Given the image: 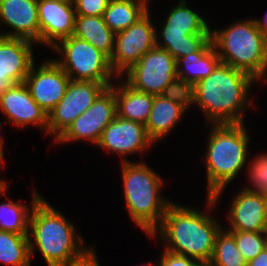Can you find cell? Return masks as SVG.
<instances>
[{"label": "cell", "mask_w": 267, "mask_h": 266, "mask_svg": "<svg viewBox=\"0 0 267 266\" xmlns=\"http://www.w3.org/2000/svg\"><path fill=\"white\" fill-rule=\"evenodd\" d=\"M206 204L204 212L199 207L173 201L160 225L149 235L150 239H160L165 250L194 258L207 266L213 255L216 236L223 226L210 214L218 203L212 196H206Z\"/></svg>", "instance_id": "obj_1"}, {"label": "cell", "mask_w": 267, "mask_h": 266, "mask_svg": "<svg viewBox=\"0 0 267 266\" xmlns=\"http://www.w3.org/2000/svg\"><path fill=\"white\" fill-rule=\"evenodd\" d=\"M257 82L248 73L220 63L188 90L190 109L200 107L206 124L244 123L247 110L256 105L250 94Z\"/></svg>", "instance_id": "obj_2"}, {"label": "cell", "mask_w": 267, "mask_h": 266, "mask_svg": "<svg viewBox=\"0 0 267 266\" xmlns=\"http://www.w3.org/2000/svg\"><path fill=\"white\" fill-rule=\"evenodd\" d=\"M204 167L206 173V196L218 203L225 189L240 175L248 164L252 137L245 123L207 124ZM241 171V172H240Z\"/></svg>", "instance_id": "obj_3"}, {"label": "cell", "mask_w": 267, "mask_h": 266, "mask_svg": "<svg viewBox=\"0 0 267 266\" xmlns=\"http://www.w3.org/2000/svg\"><path fill=\"white\" fill-rule=\"evenodd\" d=\"M28 239L31 262L39 250L47 266L66 265L89 247L75 225L44 197L31 211Z\"/></svg>", "instance_id": "obj_4"}, {"label": "cell", "mask_w": 267, "mask_h": 266, "mask_svg": "<svg viewBox=\"0 0 267 266\" xmlns=\"http://www.w3.org/2000/svg\"><path fill=\"white\" fill-rule=\"evenodd\" d=\"M124 204L129 216L149 236L161 223L173 202L161 193L165 181L144 161L121 162Z\"/></svg>", "instance_id": "obj_5"}, {"label": "cell", "mask_w": 267, "mask_h": 266, "mask_svg": "<svg viewBox=\"0 0 267 266\" xmlns=\"http://www.w3.org/2000/svg\"><path fill=\"white\" fill-rule=\"evenodd\" d=\"M211 40L221 63L267 81V38L250 18L236 20L222 29L211 28Z\"/></svg>", "instance_id": "obj_6"}, {"label": "cell", "mask_w": 267, "mask_h": 266, "mask_svg": "<svg viewBox=\"0 0 267 266\" xmlns=\"http://www.w3.org/2000/svg\"><path fill=\"white\" fill-rule=\"evenodd\" d=\"M51 50L60 56L58 59H52L64 70L70 80L96 81L106 87L117 82L118 77L112 71L109 57L85 40L72 35L59 41Z\"/></svg>", "instance_id": "obj_7"}, {"label": "cell", "mask_w": 267, "mask_h": 266, "mask_svg": "<svg viewBox=\"0 0 267 266\" xmlns=\"http://www.w3.org/2000/svg\"><path fill=\"white\" fill-rule=\"evenodd\" d=\"M121 78L132 88L155 96L181 89L176 59L157 46L146 52Z\"/></svg>", "instance_id": "obj_8"}, {"label": "cell", "mask_w": 267, "mask_h": 266, "mask_svg": "<svg viewBox=\"0 0 267 266\" xmlns=\"http://www.w3.org/2000/svg\"><path fill=\"white\" fill-rule=\"evenodd\" d=\"M151 16L149 10L129 28L115 34L114 50L109 61L117 77L123 76L146 52L156 46V23H153Z\"/></svg>", "instance_id": "obj_9"}, {"label": "cell", "mask_w": 267, "mask_h": 266, "mask_svg": "<svg viewBox=\"0 0 267 266\" xmlns=\"http://www.w3.org/2000/svg\"><path fill=\"white\" fill-rule=\"evenodd\" d=\"M117 116L115 82L106 87L93 104L78 116L54 142L56 145L82 142L96 146L104 128Z\"/></svg>", "instance_id": "obj_10"}, {"label": "cell", "mask_w": 267, "mask_h": 266, "mask_svg": "<svg viewBox=\"0 0 267 266\" xmlns=\"http://www.w3.org/2000/svg\"><path fill=\"white\" fill-rule=\"evenodd\" d=\"M106 88L96 81L70 80L65 94L48 114L47 136L54 142L67 130L72 122L93 104Z\"/></svg>", "instance_id": "obj_11"}, {"label": "cell", "mask_w": 267, "mask_h": 266, "mask_svg": "<svg viewBox=\"0 0 267 266\" xmlns=\"http://www.w3.org/2000/svg\"><path fill=\"white\" fill-rule=\"evenodd\" d=\"M70 77L51 58L34 63L24 80L32 99L47 113L65 94Z\"/></svg>", "instance_id": "obj_12"}, {"label": "cell", "mask_w": 267, "mask_h": 266, "mask_svg": "<svg viewBox=\"0 0 267 266\" xmlns=\"http://www.w3.org/2000/svg\"><path fill=\"white\" fill-rule=\"evenodd\" d=\"M153 145L144 124L116 116L102 131L96 147L118 154L121 162H126L129 155H142Z\"/></svg>", "instance_id": "obj_13"}, {"label": "cell", "mask_w": 267, "mask_h": 266, "mask_svg": "<svg viewBox=\"0 0 267 266\" xmlns=\"http://www.w3.org/2000/svg\"><path fill=\"white\" fill-rule=\"evenodd\" d=\"M39 46L54 47L74 34L76 12L67 0H38Z\"/></svg>", "instance_id": "obj_14"}, {"label": "cell", "mask_w": 267, "mask_h": 266, "mask_svg": "<svg viewBox=\"0 0 267 266\" xmlns=\"http://www.w3.org/2000/svg\"><path fill=\"white\" fill-rule=\"evenodd\" d=\"M34 46V42L23 38H0V97L13 85L24 83L36 62Z\"/></svg>", "instance_id": "obj_15"}, {"label": "cell", "mask_w": 267, "mask_h": 266, "mask_svg": "<svg viewBox=\"0 0 267 266\" xmlns=\"http://www.w3.org/2000/svg\"><path fill=\"white\" fill-rule=\"evenodd\" d=\"M188 110H190L188 90L180 89L169 94L154 96L145 127L155 145L174 131Z\"/></svg>", "instance_id": "obj_16"}, {"label": "cell", "mask_w": 267, "mask_h": 266, "mask_svg": "<svg viewBox=\"0 0 267 266\" xmlns=\"http://www.w3.org/2000/svg\"><path fill=\"white\" fill-rule=\"evenodd\" d=\"M0 112L17 128L34 126L47 136L48 115L32 99L24 83L13 85L0 97Z\"/></svg>", "instance_id": "obj_17"}, {"label": "cell", "mask_w": 267, "mask_h": 266, "mask_svg": "<svg viewBox=\"0 0 267 266\" xmlns=\"http://www.w3.org/2000/svg\"><path fill=\"white\" fill-rule=\"evenodd\" d=\"M37 1L0 0V24H4L8 29V31H0L2 37L23 38L39 46Z\"/></svg>", "instance_id": "obj_18"}, {"label": "cell", "mask_w": 267, "mask_h": 266, "mask_svg": "<svg viewBox=\"0 0 267 266\" xmlns=\"http://www.w3.org/2000/svg\"><path fill=\"white\" fill-rule=\"evenodd\" d=\"M238 191L230 201V208L226 210V223L229 226L225 229L263 232L267 217V196L242 188Z\"/></svg>", "instance_id": "obj_19"}, {"label": "cell", "mask_w": 267, "mask_h": 266, "mask_svg": "<svg viewBox=\"0 0 267 266\" xmlns=\"http://www.w3.org/2000/svg\"><path fill=\"white\" fill-rule=\"evenodd\" d=\"M221 63L212 40L199 52L190 53L176 60L177 76L181 89L189 90L198 81L208 77Z\"/></svg>", "instance_id": "obj_20"}, {"label": "cell", "mask_w": 267, "mask_h": 266, "mask_svg": "<svg viewBox=\"0 0 267 266\" xmlns=\"http://www.w3.org/2000/svg\"><path fill=\"white\" fill-rule=\"evenodd\" d=\"M118 79H116L117 84L115 83L117 116L145 125L149 119L155 95L140 92L128 85L123 78L118 77Z\"/></svg>", "instance_id": "obj_21"}, {"label": "cell", "mask_w": 267, "mask_h": 266, "mask_svg": "<svg viewBox=\"0 0 267 266\" xmlns=\"http://www.w3.org/2000/svg\"><path fill=\"white\" fill-rule=\"evenodd\" d=\"M156 46L165 49L176 60L199 52L210 40L211 31H177L155 29Z\"/></svg>", "instance_id": "obj_22"}, {"label": "cell", "mask_w": 267, "mask_h": 266, "mask_svg": "<svg viewBox=\"0 0 267 266\" xmlns=\"http://www.w3.org/2000/svg\"><path fill=\"white\" fill-rule=\"evenodd\" d=\"M8 186L3 189V197L7 198V202L0 204V230L12 232L16 234H28L29 218L34 205L42 198L37 189H33L30 200V206L27 203H22L10 200L7 196ZM37 190V191H36ZM10 200V201H9Z\"/></svg>", "instance_id": "obj_23"}, {"label": "cell", "mask_w": 267, "mask_h": 266, "mask_svg": "<svg viewBox=\"0 0 267 266\" xmlns=\"http://www.w3.org/2000/svg\"><path fill=\"white\" fill-rule=\"evenodd\" d=\"M73 35L92 44L109 58L112 55L115 33L105 24L102 16L76 15Z\"/></svg>", "instance_id": "obj_24"}, {"label": "cell", "mask_w": 267, "mask_h": 266, "mask_svg": "<svg viewBox=\"0 0 267 266\" xmlns=\"http://www.w3.org/2000/svg\"><path fill=\"white\" fill-rule=\"evenodd\" d=\"M149 10L136 0H109L103 13L105 24L116 34L129 28Z\"/></svg>", "instance_id": "obj_25"}, {"label": "cell", "mask_w": 267, "mask_h": 266, "mask_svg": "<svg viewBox=\"0 0 267 266\" xmlns=\"http://www.w3.org/2000/svg\"><path fill=\"white\" fill-rule=\"evenodd\" d=\"M162 25L155 29L177 31H211V24L196 10L192 9L187 0H179L170 8ZM164 23V24H163Z\"/></svg>", "instance_id": "obj_26"}, {"label": "cell", "mask_w": 267, "mask_h": 266, "mask_svg": "<svg viewBox=\"0 0 267 266\" xmlns=\"http://www.w3.org/2000/svg\"><path fill=\"white\" fill-rule=\"evenodd\" d=\"M0 262L6 266H32L28 234L0 230Z\"/></svg>", "instance_id": "obj_27"}, {"label": "cell", "mask_w": 267, "mask_h": 266, "mask_svg": "<svg viewBox=\"0 0 267 266\" xmlns=\"http://www.w3.org/2000/svg\"><path fill=\"white\" fill-rule=\"evenodd\" d=\"M207 266H248L237 248L233 233L224 227L216 236L213 255Z\"/></svg>", "instance_id": "obj_28"}, {"label": "cell", "mask_w": 267, "mask_h": 266, "mask_svg": "<svg viewBox=\"0 0 267 266\" xmlns=\"http://www.w3.org/2000/svg\"><path fill=\"white\" fill-rule=\"evenodd\" d=\"M247 165V180L250 185H245L242 189L267 196V152L254 156Z\"/></svg>", "instance_id": "obj_29"}, {"label": "cell", "mask_w": 267, "mask_h": 266, "mask_svg": "<svg viewBox=\"0 0 267 266\" xmlns=\"http://www.w3.org/2000/svg\"><path fill=\"white\" fill-rule=\"evenodd\" d=\"M229 231L233 233L237 248L248 263L267 247V241L263 232Z\"/></svg>", "instance_id": "obj_30"}, {"label": "cell", "mask_w": 267, "mask_h": 266, "mask_svg": "<svg viewBox=\"0 0 267 266\" xmlns=\"http://www.w3.org/2000/svg\"><path fill=\"white\" fill-rule=\"evenodd\" d=\"M109 0H75L73 2L76 15L103 16Z\"/></svg>", "instance_id": "obj_31"}, {"label": "cell", "mask_w": 267, "mask_h": 266, "mask_svg": "<svg viewBox=\"0 0 267 266\" xmlns=\"http://www.w3.org/2000/svg\"><path fill=\"white\" fill-rule=\"evenodd\" d=\"M162 252V254H159V258L155 259L158 260L161 266H205L194 258L174 254L165 249Z\"/></svg>", "instance_id": "obj_32"}, {"label": "cell", "mask_w": 267, "mask_h": 266, "mask_svg": "<svg viewBox=\"0 0 267 266\" xmlns=\"http://www.w3.org/2000/svg\"><path fill=\"white\" fill-rule=\"evenodd\" d=\"M95 246H89L79 257L63 266H100Z\"/></svg>", "instance_id": "obj_33"}, {"label": "cell", "mask_w": 267, "mask_h": 266, "mask_svg": "<svg viewBox=\"0 0 267 266\" xmlns=\"http://www.w3.org/2000/svg\"><path fill=\"white\" fill-rule=\"evenodd\" d=\"M248 266H267V247L251 260Z\"/></svg>", "instance_id": "obj_34"}, {"label": "cell", "mask_w": 267, "mask_h": 266, "mask_svg": "<svg viewBox=\"0 0 267 266\" xmlns=\"http://www.w3.org/2000/svg\"><path fill=\"white\" fill-rule=\"evenodd\" d=\"M253 20L260 32L267 38V11L263 19L255 17Z\"/></svg>", "instance_id": "obj_35"}, {"label": "cell", "mask_w": 267, "mask_h": 266, "mask_svg": "<svg viewBox=\"0 0 267 266\" xmlns=\"http://www.w3.org/2000/svg\"><path fill=\"white\" fill-rule=\"evenodd\" d=\"M3 123H1V121H0V133H1V131H2V128H3ZM4 139H3V137H2V135H0V156L4 159L5 158V153H4V151H5V148H4Z\"/></svg>", "instance_id": "obj_36"}, {"label": "cell", "mask_w": 267, "mask_h": 266, "mask_svg": "<svg viewBox=\"0 0 267 266\" xmlns=\"http://www.w3.org/2000/svg\"><path fill=\"white\" fill-rule=\"evenodd\" d=\"M5 161V159H3L1 156H0V172H1V170H3L4 169V163H2V162H4ZM8 180L7 181H5V178H1L0 177V185H8Z\"/></svg>", "instance_id": "obj_37"}, {"label": "cell", "mask_w": 267, "mask_h": 266, "mask_svg": "<svg viewBox=\"0 0 267 266\" xmlns=\"http://www.w3.org/2000/svg\"><path fill=\"white\" fill-rule=\"evenodd\" d=\"M143 3L148 9L150 8V0H136Z\"/></svg>", "instance_id": "obj_38"}, {"label": "cell", "mask_w": 267, "mask_h": 266, "mask_svg": "<svg viewBox=\"0 0 267 266\" xmlns=\"http://www.w3.org/2000/svg\"><path fill=\"white\" fill-rule=\"evenodd\" d=\"M143 266H161V265H160V263L157 260L155 264L152 263V261H150L149 263L147 262V264L144 263Z\"/></svg>", "instance_id": "obj_39"}, {"label": "cell", "mask_w": 267, "mask_h": 266, "mask_svg": "<svg viewBox=\"0 0 267 266\" xmlns=\"http://www.w3.org/2000/svg\"><path fill=\"white\" fill-rule=\"evenodd\" d=\"M263 233H264V236H265L266 241H267V217H266V220H265V226H264V231H263Z\"/></svg>", "instance_id": "obj_40"}, {"label": "cell", "mask_w": 267, "mask_h": 266, "mask_svg": "<svg viewBox=\"0 0 267 266\" xmlns=\"http://www.w3.org/2000/svg\"><path fill=\"white\" fill-rule=\"evenodd\" d=\"M6 185H0V198L3 197V189Z\"/></svg>", "instance_id": "obj_41"}]
</instances>
